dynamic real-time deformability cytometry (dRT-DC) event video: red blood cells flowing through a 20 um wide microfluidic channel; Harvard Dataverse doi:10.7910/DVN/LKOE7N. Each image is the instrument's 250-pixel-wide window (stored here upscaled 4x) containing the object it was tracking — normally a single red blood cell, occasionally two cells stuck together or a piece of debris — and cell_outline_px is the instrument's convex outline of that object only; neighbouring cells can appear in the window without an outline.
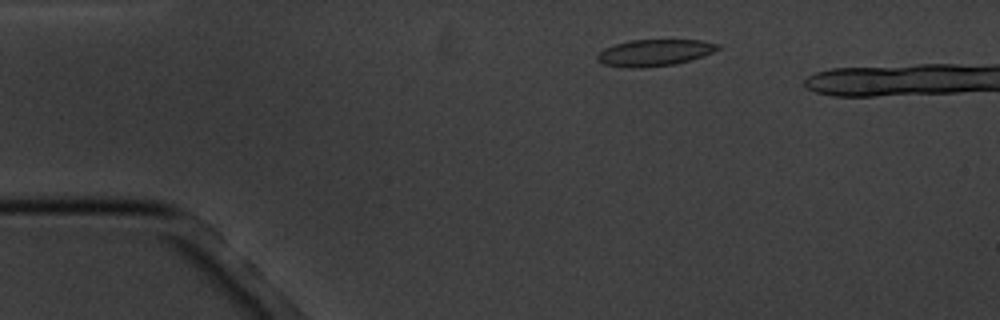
{"species": "common noctule bat (a hibernating species)", "species_latin": "Nyctalus noctula", "temperature_condition": "cold", "stored_images_in_passage": 8, "segment_of_instrument_passage": [1, 2], "camera_frame_rate_fps": 3000, "um_per_image_px": 0.085, "animal": {"sex": "male", "body_mass_g": 20.1, "forearm_length_mm": 53.5}, "frame": {"image": 1, "passage_image": 3, "time_ms": 2.333, "image_size_px": [1000, 320], "cell_outline_px": [[720, 48], [704, 56], [692, 60], [672, 64], [644, 68], [628, 68], [604, 64], [596, 56], [604, 48], [628, 40], [704, 40], [720, 44]], "centroid_in_image_um": [55.67, 4.47], "position_along_channel_um": 29.3, "area_um2": 18.67}}
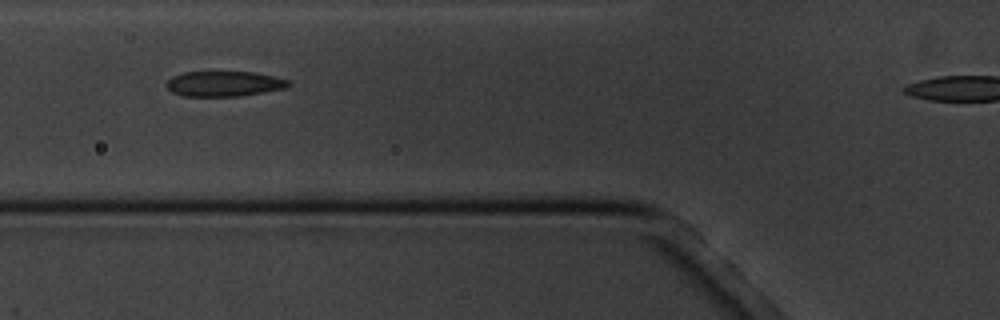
{"frame": {"image": 2, "passage_image": 6, "time_ms": 6.0, "image_size_px": [1000, 320], "cell_outline_px": [[292, 84], [288, 88], [264, 92], [236, 96], [184, 96], [172, 92], [168, 88], [168, 80], [172, 76], [184, 72], [252, 72], [272, 76], [288, 80]], "centroid_in_image_um": [19.07, 7.12], "position_along_channel_um": 106.7, "area_um2": 17.8}}
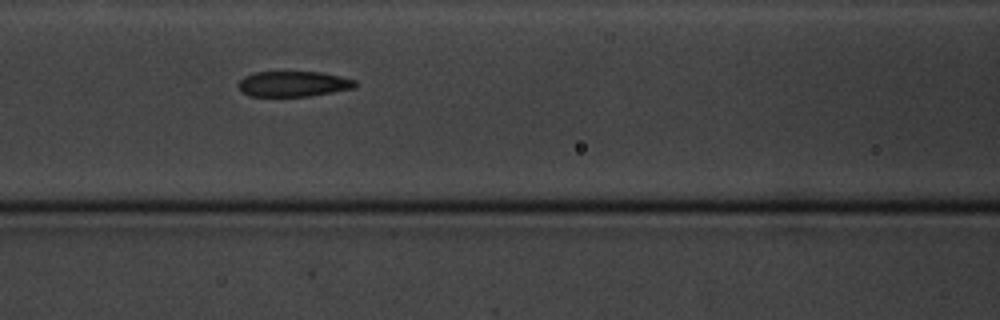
{"frame": {"image": 3, "passage_image": 7, "time_ms": 7.0, "image_size_px": [1000, 320], "cell_outline_px": [[356, 88], [308, 96], [248, 96], [240, 92], [236, 84], [244, 76], [256, 72], [320, 72], [340, 76], [356, 80]], "centroid_in_image_um": [24.9, 7.13], "position_along_channel_um": 141.7, "area_um2": 17.46}}